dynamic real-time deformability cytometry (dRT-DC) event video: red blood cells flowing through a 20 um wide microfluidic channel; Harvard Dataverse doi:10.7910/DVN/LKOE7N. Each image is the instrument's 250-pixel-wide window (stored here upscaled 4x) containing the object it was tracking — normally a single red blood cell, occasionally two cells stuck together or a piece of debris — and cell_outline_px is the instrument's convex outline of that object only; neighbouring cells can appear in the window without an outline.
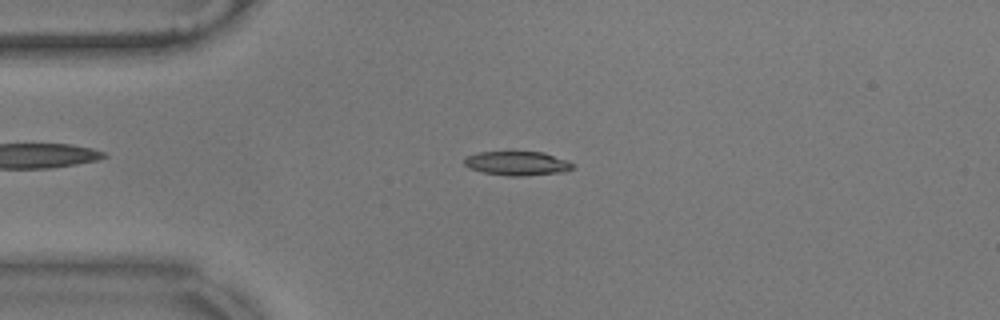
{"species": "common noctule bat (a hibernating species)", "species_latin": "Nyctalus noctula", "temperature_condition": "warm", "stored_images_in_passage": 52, "camera_frame_rate_fps": 3000, "um_per_image_px": 0.085, "animal": {"sex": "male", "body_mass_g": 17.9}, "frame": {"image": 1, "passage_image": 9, "time_ms": 2.667, "image_size_px": [1000, 320], "cell_outline_px": [[572, 168], [564, 172], [520, 176], [508, 176], [484, 172], [468, 168], [464, 164], [464, 160], [468, 156], [476, 152], [512, 148], [544, 152], [564, 160], [572, 164]], "centroid_in_image_um": [43.88, 13.82], "position_along_channel_um": 41.1, "area_um2": 15.95}}
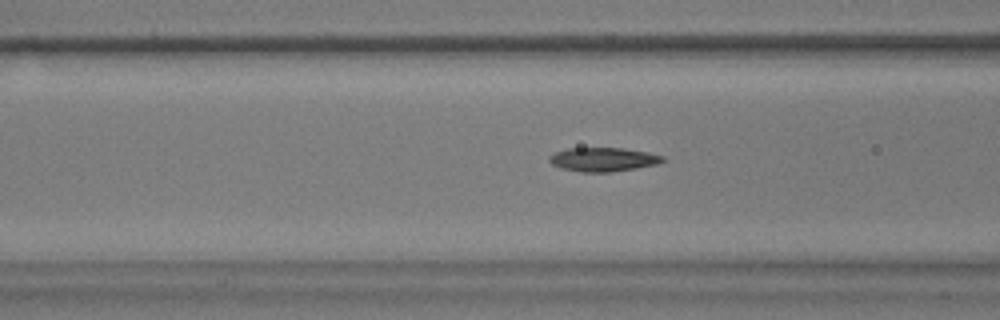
{"frame": {"image": 2, "passage_image": 17, "time_ms": 5.333, "image_size_px": [1000, 320], "cell_outline_px": [[664, 160], [656, 164], [636, 168], [612, 172], [584, 172], [560, 168], [552, 164], [548, 160], [548, 156], [556, 152], [568, 148], [624, 148], [648, 152], [664, 156]], "centroid_in_image_um": [51.25, 13.55], "position_along_channel_um": 115.3, "area_um2": 15.78}}
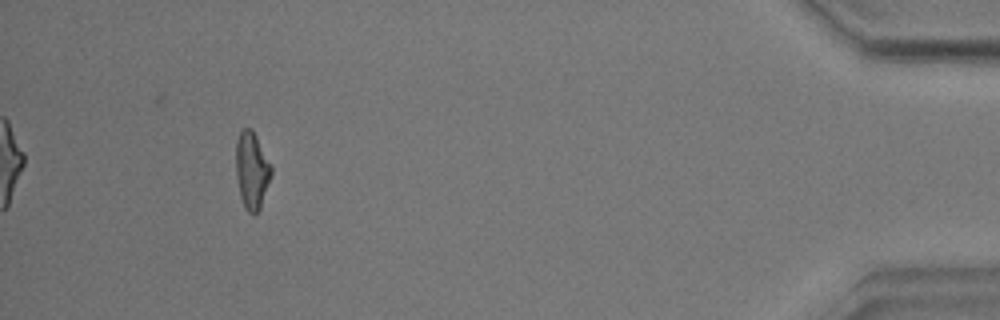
{"frame": {"image": 3, "passage_image": 48, "time_ms": 15.667, "image_size_px": [1000, 320], "cell_outline_px": [[272, 172], [260, 208], [256, 212], [248, 212], [244, 208], [240, 196], [236, 176], [236, 140], [240, 132], [244, 128], [252, 128], [272, 164]], "centroid_in_image_um": [21.4, 14.44], "position_along_channel_um": 413.8, "area_um2": 15.9}, "authors_computed_cell_mechanics": {"area_um2": 15.4904, "velocity_mm_per_s": 3.5446, "shape_relaxation_time_tau1_ms": 8.4688, "shape_relaxation_time_tau2_ms": 2.207, "deformation_change_tau1": 0.2208, "deformation_change_tau2": 0.0928}}